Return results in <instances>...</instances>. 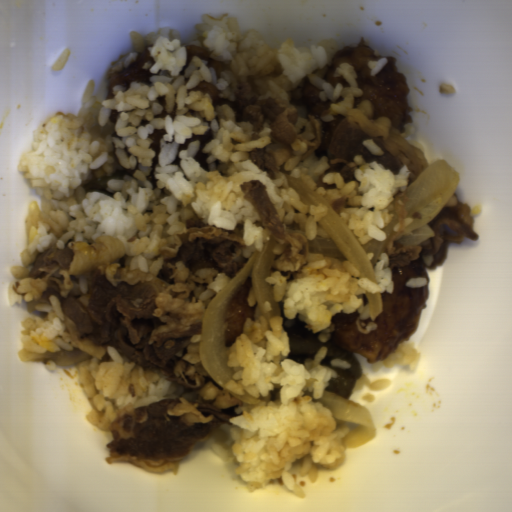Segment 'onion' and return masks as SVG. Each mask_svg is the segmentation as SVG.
I'll list each match as a JSON object with an SVG mask.
<instances>
[{"instance_id":"55239325","label":"onion","mask_w":512,"mask_h":512,"mask_svg":"<svg viewBox=\"0 0 512 512\" xmlns=\"http://www.w3.org/2000/svg\"><path fill=\"white\" fill-rule=\"evenodd\" d=\"M460 176L443 158L433 161L405 188L410 199L404 204L408 215L404 218V233L398 240L403 247L420 245L436 236L428 223L452 199Z\"/></svg>"},{"instance_id":"06740285","label":"onion","mask_w":512,"mask_h":512,"mask_svg":"<svg viewBox=\"0 0 512 512\" xmlns=\"http://www.w3.org/2000/svg\"><path fill=\"white\" fill-rule=\"evenodd\" d=\"M277 243L271 235L263 245L262 251L253 253L246 264L208 304L202 319L198 355L203 368L224 391L247 404L259 405L260 399L253 398L244 389L240 395L226 388L235 373L233 366L227 364L231 349L227 346L225 336L226 312L237 292L250 278L256 307L262 317L267 322L273 317H280L272 285L264 280L272 273L275 258L273 250Z\"/></svg>"},{"instance_id":"23ac38db","label":"onion","mask_w":512,"mask_h":512,"mask_svg":"<svg viewBox=\"0 0 512 512\" xmlns=\"http://www.w3.org/2000/svg\"><path fill=\"white\" fill-rule=\"evenodd\" d=\"M312 402L329 409L337 427L343 424L359 426L340 438L345 449L364 446L377 436L375 420L362 405L325 390L322 398H312Z\"/></svg>"},{"instance_id":"6bf65262","label":"onion","mask_w":512,"mask_h":512,"mask_svg":"<svg viewBox=\"0 0 512 512\" xmlns=\"http://www.w3.org/2000/svg\"><path fill=\"white\" fill-rule=\"evenodd\" d=\"M285 177L289 187L297 193L302 203L307 206L315 205L317 207L319 204H323L328 209L327 215L317 223L330 237L317 235L313 240L308 241V253L322 254L324 257L337 258L340 261L349 262L359 270L361 274L359 278H367L378 284L377 262L396 232L394 227L399 221L394 200L387 207L394 217L388 226L381 228L386 232L385 240L379 241L373 238L371 241L361 244L354 233L348 228L345 221L338 217L329 203L309 186L287 175Z\"/></svg>"}]
</instances>
